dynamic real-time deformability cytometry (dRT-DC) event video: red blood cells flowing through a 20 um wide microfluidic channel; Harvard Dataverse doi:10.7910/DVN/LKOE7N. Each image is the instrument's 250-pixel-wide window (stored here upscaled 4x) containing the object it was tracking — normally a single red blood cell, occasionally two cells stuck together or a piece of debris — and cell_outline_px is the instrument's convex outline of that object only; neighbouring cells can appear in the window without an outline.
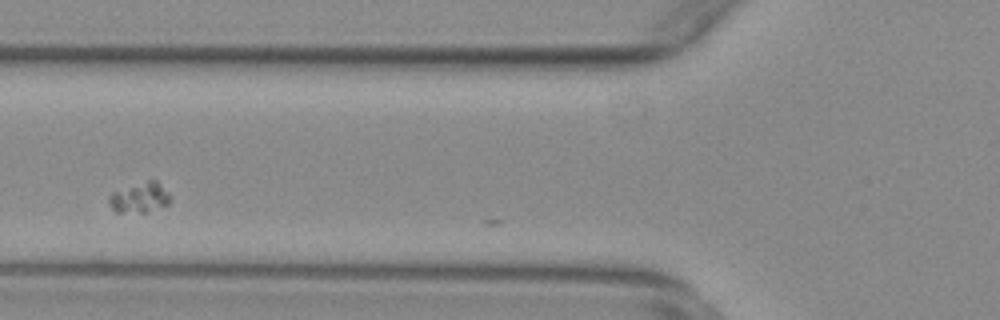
{"species": "common noctule bat (a hibernating species)", "species_latin": "Nyctalus noctula", "temperature_condition": "warm", "stored_images_in_passage": 3, "camera_frame_rate_fps": 3000, "um_per_image_px": 0.085, "animal": {"sex": "female", "body_mass_g": 29.2, "forearm_length_mm": 56.3}, "frame": {"image": 1, "passage_image": 2, "time_ms": 0.333, "image_size_px": [1000, 320], "cell_outline_px": [[168, 204], [148, 212], [116, 212], [112, 208], [108, 200], [108, 196], [112, 192], [148, 180], [156, 180], [168, 192]], "centroid_in_image_um": [11.84, 16.8], "position_along_channel_um": 114.0, "area_um2": 10.52}}